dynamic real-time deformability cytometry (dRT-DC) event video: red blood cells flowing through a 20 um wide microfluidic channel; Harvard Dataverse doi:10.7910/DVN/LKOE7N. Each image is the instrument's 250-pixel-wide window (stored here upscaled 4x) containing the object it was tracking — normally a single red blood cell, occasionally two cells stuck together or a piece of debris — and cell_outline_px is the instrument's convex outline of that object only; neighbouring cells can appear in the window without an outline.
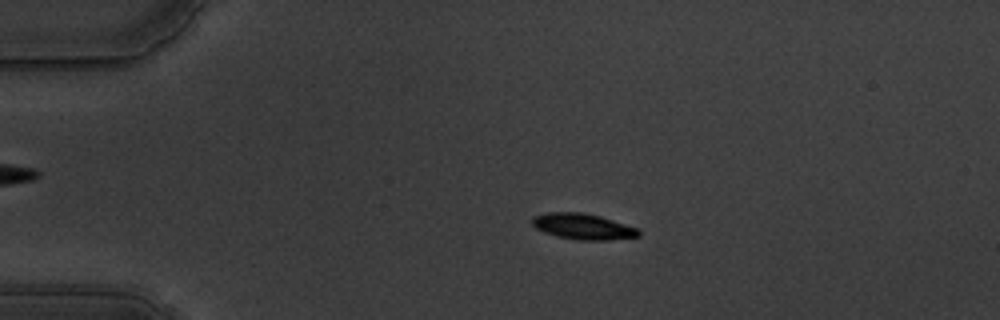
{"species": "common noctule bat (a hibernating species)", "species_latin": "Nyctalus noctula", "temperature_condition": "warm", "stored_images_in_passage": 58, "camera_frame_rate_fps": 3000, "um_per_image_px": 0.085, "animal": {"sex": "male", "body_mass_g": 19.5, "forearm_length_mm": 54.6}, "frame": {"image": 1, "passage_image": 13, "time_ms": 4.0, "image_size_px": [1000, 320], "cell_outline_px": [[640, 236], [608, 240], [576, 240], [556, 236], [544, 232], [536, 228], [532, 224], [532, 216], [548, 212], [580, 212], [600, 216], [636, 228], [640, 232]], "centroid_in_image_um": [49.51, 19.25], "position_along_channel_um": 35.5, "area_um2": 15.95}}
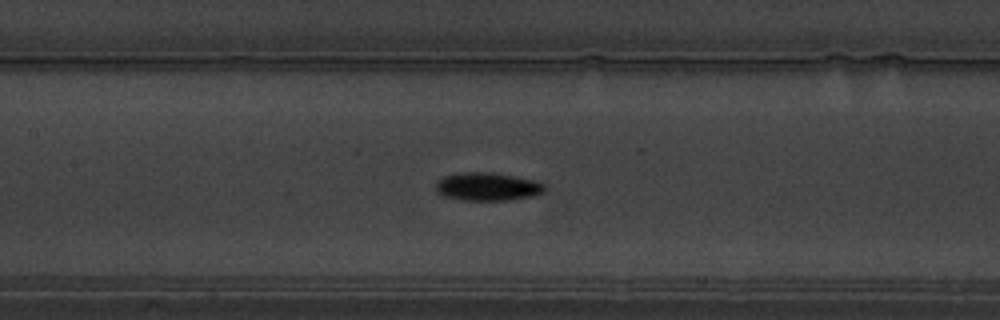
{"frame": {"image": 2, "passage_image": 28, "time_ms": 9.0, "image_size_px": [1000, 320], "cell_outline_px": [[548, 188], [544, 192], [532, 196], [508, 200], [464, 200], [444, 196], [436, 192], [436, 180], [444, 176], [460, 172], [492, 172], [540, 180]], "centroid_in_image_um": [41.48, 15.85], "position_along_channel_um": 165.9, "area_um2": 18.21}}
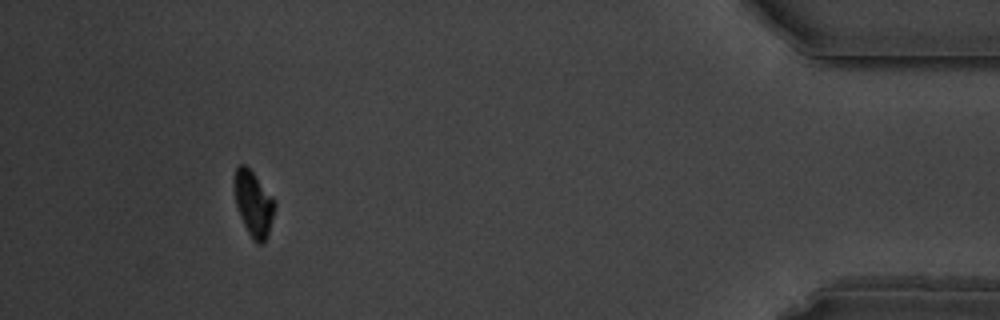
{"frame": {"image": 3, "passage_image": 54, "time_ms": 17.667, "image_size_px": [1000, 320], "cell_outline_px": [[276, 204], [268, 236], [260, 244], [256, 244], [252, 240], [240, 216], [236, 204], [236, 168], [240, 164], [244, 164], [252, 172]], "centroid_in_image_um": [21.57, 17.39], "position_along_channel_um": 413.6, "area_um2": 14.62}, "authors_computed_cell_mechanics": {"area_um2": 16.2418, "velocity_mm_per_s": 3.5283, "shape_relaxation_time_tau1_ms": 4.4256, "shape_relaxation_time_tau2_ms": 3.2473, "deformation_change_tau1": 0.1617, "deformation_change_tau2": 0.0579}}